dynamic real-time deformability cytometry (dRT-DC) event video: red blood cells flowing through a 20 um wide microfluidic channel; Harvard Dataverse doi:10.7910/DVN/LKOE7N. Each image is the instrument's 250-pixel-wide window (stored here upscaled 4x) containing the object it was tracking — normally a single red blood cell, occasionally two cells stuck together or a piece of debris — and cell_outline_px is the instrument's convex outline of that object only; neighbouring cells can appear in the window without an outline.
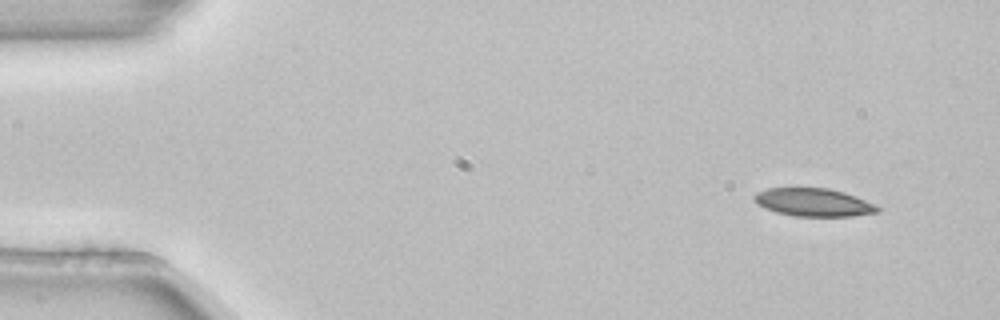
{"species": "common noctule bat (a hibernating species)", "species_latin": "Nyctalus noctula", "temperature_condition": "room temperature", "stored_images_in_passage": 4, "camera_frame_rate_fps": 3000, "um_per_image_px": 0.085, "animal": {"sex": "female", "body_mass_g": 22.7, "forearm_length_mm": 54.2}, "frame": {"image": 1, "passage_image": 1, "time_ms": 0.0, "image_size_px": [1000, 320], "cell_outline_px": [[880, 212], [852, 216], [796, 216], [776, 212], [764, 208], [756, 204], [752, 196], [756, 192], [768, 188], [828, 188], [844, 192], [876, 204], [880, 208]], "centroid_in_image_um": [69.14, 17.2], "position_along_channel_um": 15.9, "area_um2": 20.23}}
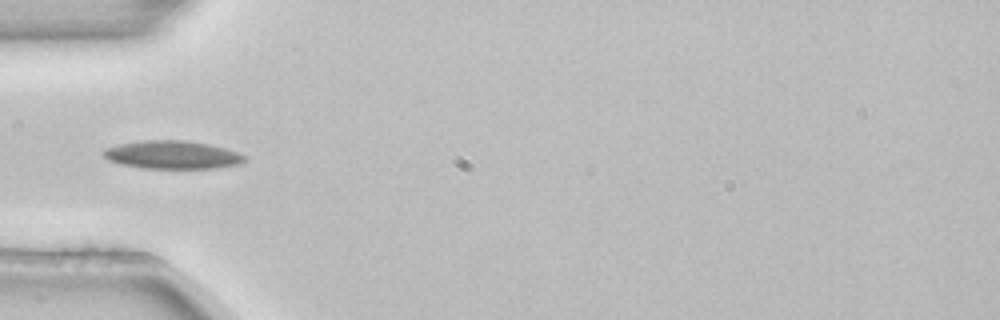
{"frame": {"image": 2, "passage_image": 4, "time_ms": 1.0, "image_size_px": [1000, 320], "cell_outline_px": [[248, 160], [240, 164], [216, 168], [140, 168], [120, 164], [108, 160], [100, 152], [104, 148], [120, 144], [140, 140], [184, 140], [208, 144], [224, 148], [236, 152], [244, 156]], "centroid_in_image_um": [14.6, 13.16], "position_along_channel_um": 70.4, "area_um2": 23.24}}